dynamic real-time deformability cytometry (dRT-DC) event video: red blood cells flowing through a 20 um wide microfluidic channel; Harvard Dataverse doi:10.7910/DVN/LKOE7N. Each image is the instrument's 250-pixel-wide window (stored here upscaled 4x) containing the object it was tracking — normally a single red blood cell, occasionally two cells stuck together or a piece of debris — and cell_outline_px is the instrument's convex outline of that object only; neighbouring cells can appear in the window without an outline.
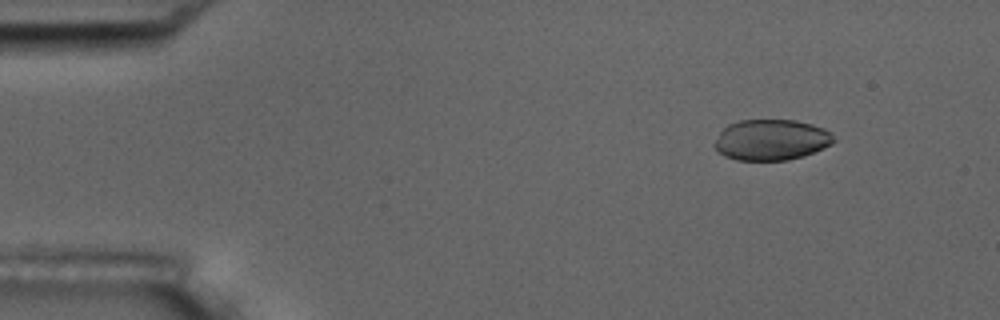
{"species": "common noctule bat (a hibernating species)", "species_latin": "Nyctalus noctula", "temperature_condition": "room temperature", "stored_images_in_passage": 6, "segment_of_instrument_passage": [1, 2], "camera_frame_rate_fps": 3000, "um_per_image_px": 0.085, "animal": {"sex": "male", "body_mass_g": 17.5, "forearm_length_mm": 52.3}, "frame": {"image": 1, "passage_image": 2, "time_ms": 1.333, "image_size_px": [1000, 320], "cell_outline_px": [[836, 140], [832, 144], [824, 148], [804, 156], [788, 160], [736, 160], [724, 156], [712, 144], [720, 132], [728, 124], [740, 120], [796, 120], [812, 124], [824, 128], [832, 132]], "centroid_in_image_um": [65.58, 11.88], "position_along_channel_um": 19.4, "area_um2": 28.61}}
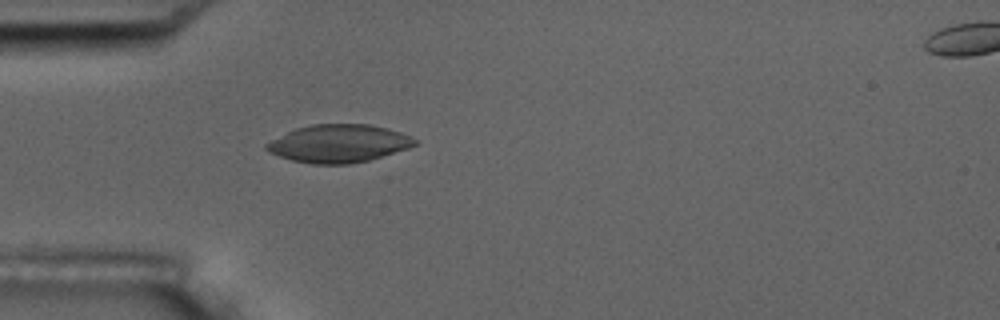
{"frame": {"image": 2, "passage_image": 5, "time_ms": 4.667, "image_size_px": [1000, 320], "cell_outline_px": [[420, 140], [416, 144], [408, 148], [368, 160], [352, 164], [312, 164], [292, 160], [268, 152], [264, 148], [264, 144], [296, 128], [312, 124], [368, 124], [388, 128], [400, 132]], "centroid_in_image_um": [28.79, 12.2], "position_along_channel_um": 56.2, "area_um2": 32.66}}